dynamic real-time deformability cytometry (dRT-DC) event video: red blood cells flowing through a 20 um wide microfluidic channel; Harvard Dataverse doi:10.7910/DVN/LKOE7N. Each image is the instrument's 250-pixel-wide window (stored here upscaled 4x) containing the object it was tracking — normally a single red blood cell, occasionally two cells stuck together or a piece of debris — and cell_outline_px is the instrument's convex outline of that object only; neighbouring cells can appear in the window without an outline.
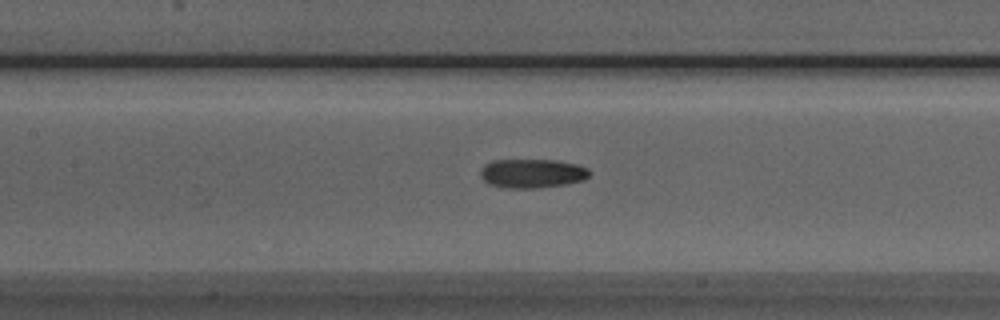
{"species": "Egyptian fruit bat (a non-hibernating species)", "species_latin": "Rousettus aegyptiacus", "temperature_condition": "room temperature", "stored_images_in_passage": 49, "camera_frame_rate_fps": 3000, "um_per_image_px": 0.085, "animal": {"sex": "male"}, "frame": {"image": 1, "passage_image": 20, "time_ms": 6.333, "image_size_px": [1000, 320], "cell_outline_px": [[592, 172], [584, 180], [568, 184], [536, 188], [508, 188], [488, 184], [480, 176], [480, 172], [484, 164], [492, 160], [556, 160], [576, 164], [588, 168]], "centroid_in_image_um": [45.24, 14.74], "position_along_channel_um": 162.2, "area_um2": 18.61}}
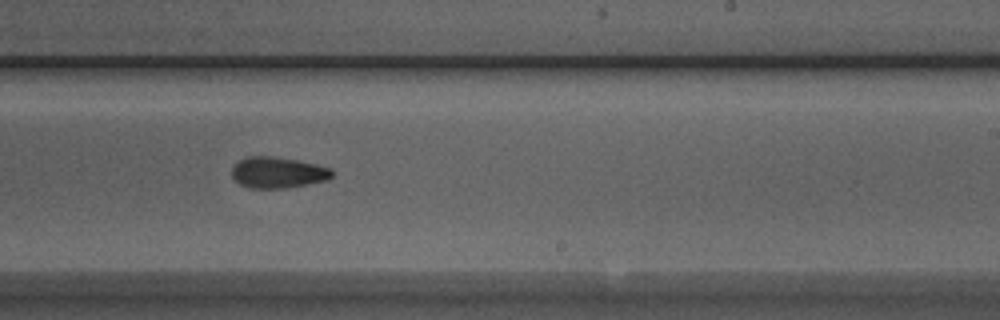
{"frame": {"image": 2, "passage_image": 28, "time_ms": 9.0, "image_size_px": [1000, 320], "cell_outline_px": [[332, 176], [328, 180], [284, 188], [248, 188], [240, 184], [232, 176], [232, 168], [240, 160], [248, 156], [272, 156], [296, 160], [316, 164], [332, 168]], "centroid_in_image_um": [23.62, 14.66], "position_along_channel_um": 265.4, "area_um2": 18.03}}
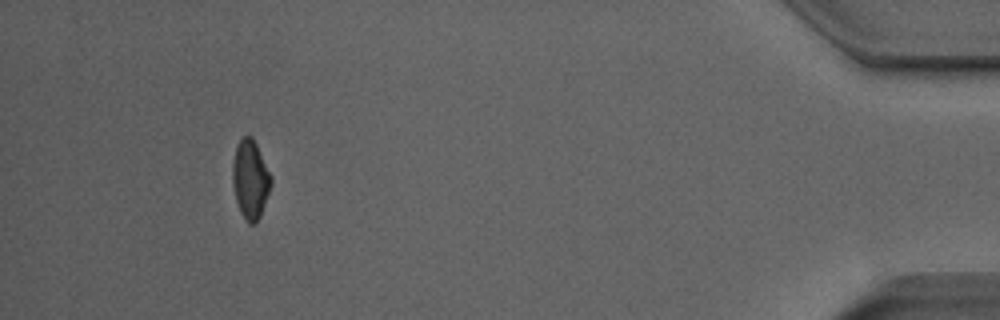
{"frame": {"image": 3, "passage_image": 45, "time_ms": 14.667, "image_size_px": [1000, 320], "cell_outline_px": [[272, 184], [260, 216], [252, 224], [248, 224], [240, 212], [236, 200], [232, 184], [232, 164], [236, 148], [240, 140], [244, 136], [252, 136], [272, 176]], "centroid_in_image_um": [21.28, 15.25], "position_along_channel_um": 413.9, "area_um2": 17.57}, "authors_computed_cell_mechanics": {"area_um2": 18.3226, "velocity_mm_per_s": 3.8863, "shape_relaxation_time_tau1_ms": null, "shape_relaxation_time_tau2_ms": 5.4091, "deformation_change_tau1": null, "deformation_change_tau2": 0.124}}